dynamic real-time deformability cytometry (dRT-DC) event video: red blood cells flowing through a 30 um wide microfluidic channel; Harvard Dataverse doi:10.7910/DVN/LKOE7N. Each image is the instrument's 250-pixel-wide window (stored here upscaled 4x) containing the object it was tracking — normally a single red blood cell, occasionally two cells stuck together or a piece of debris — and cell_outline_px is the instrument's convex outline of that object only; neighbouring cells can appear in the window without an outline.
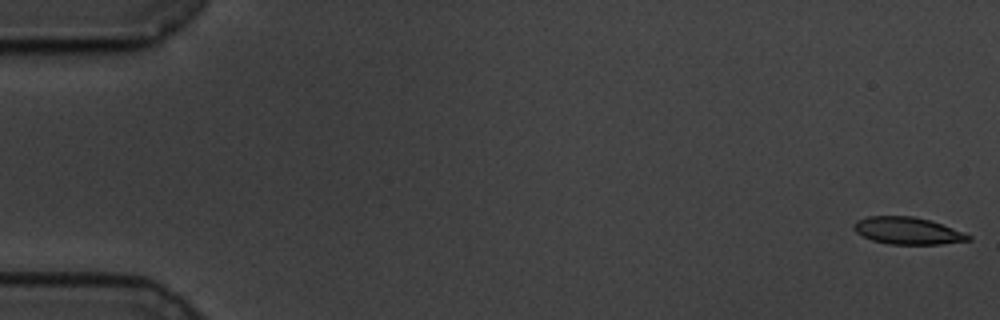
{"species": "common noctule bat (a hibernating species)", "species_latin": "Nyctalus noctula", "temperature_condition": "cold", "stored_images_in_passage": 59, "camera_frame_rate_fps": 3000, "um_per_image_px": 0.085, "animal": {"sex": "male", "body_mass_g": 19.5, "forearm_length_mm": 54.6}, "frame": {"image": 1, "passage_image": 1, "time_ms": 0.0, "image_size_px": [1000, 320], "cell_outline_px": [[972, 240], [940, 244], [888, 244], [872, 240], [856, 232], [852, 228], [852, 224], [856, 220], [868, 216], [912, 216], [932, 220], [972, 236]], "centroid_in_image_um": [77.12, 19.61], "position_along_channel_um": 7.9, "area_um2": 18.15}}
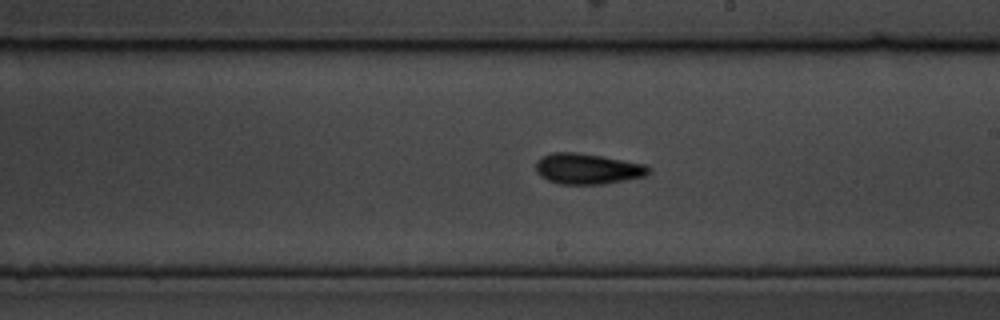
{"frame": {"image": 2, "passage_image": 34, "time_ms": 11.0, "image_size_px": [1000, 320], "cell_outline_px": [[652, 168], [648, 176], [604, 184], [560, 184], [548, 180], [540, 176], [536, 172], [536, 160], [540, 156], [552, 152], [572, 152], [600, 156], [644, 164]], "centroid_in_image_um": [49.93, 14.35], "position_along_channel_um": 239.1, "area_um2": 20.29}}
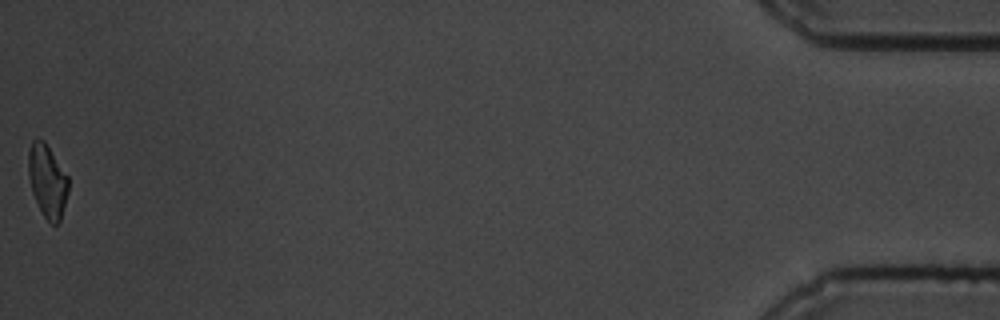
{"frame": {"image": 3, "passage_image": 59, "time_ms": 19.333, "image_size_px": [1000, 320], "cell_outline_px": [[68, 192], [60, 220], [56, 224], [52, 224], [44, 216], [32, 192], [28, 176], [28, 152], [32, 140], [44, 140], [68, 176]], "centroid_in_image_um": [4.02, 15.36], "position_along_channel_um": 431.2, "area_um2": 16.76}, "authors_computed_cell_mechanics": {"area_um2": 18.7272, "velocity_mm_per_s": 3.4286, "shape_relaxation_time_tau1_ms": 3.8289, "shape_relaxation_time_tau2_ms": 2.9673, "deformation_change_tau1": 0.1358, "deformation_change_tau2": 0.0852}}